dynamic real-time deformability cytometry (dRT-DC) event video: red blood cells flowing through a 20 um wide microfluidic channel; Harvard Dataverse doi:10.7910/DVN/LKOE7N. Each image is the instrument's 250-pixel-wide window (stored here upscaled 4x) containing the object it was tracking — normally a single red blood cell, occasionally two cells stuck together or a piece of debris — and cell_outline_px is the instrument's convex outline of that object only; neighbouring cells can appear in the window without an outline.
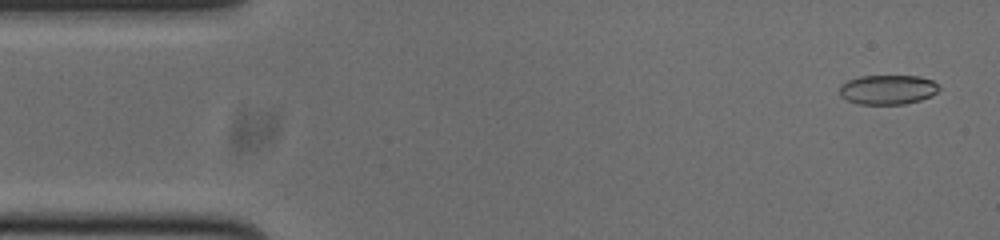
{"species": "common noctule bat (a hibernating species)", "species_latin": "Nyctalus noctula", "temperature_condition": "cold", "stored_images_in_passage": 50, "camera_frame_rate_fps": 3000, "um_per_image_px": 0.085, "animal": {"sex": "male", "body_mass_g": 20.0, "forearm_length_mm": 53.3}, "frame": {"image": 1, "passage_image": 2, "time_ms": 0.333, "image_size_px": [1000, 240], "cell_outline_px": [[940, 88], [932, 96], [920, 100], [904, 104], [860, 104], [848, 100], [840, 96], [840, 84], [848, 80], [860, 76], [920, 76], [932, 80]], "centroid_in_image_um": [75.45, 7.61], "position_along_channel_um": 9.5, "area_um2": 17.11}}
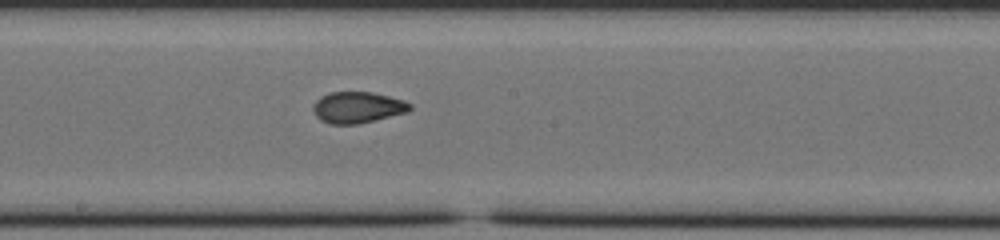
{"frame": {"image": 2, "passage_image": 27, "time_ms": 8.667, "image_size_px": [1000, 240], "cell_outline_px": [[412, 108], [408, 112], [376, 120], [356, 124], [328, 124], [320, 120], [316, 116], [312, 108], [312, 104], [320, 96], [328, 92], [372, 92], [404, 100], [412, 104]], "centroid_in_image_um": [30.38, 9.13], "position_along_channel_um": 217.8, "area_um2": 17.86}}
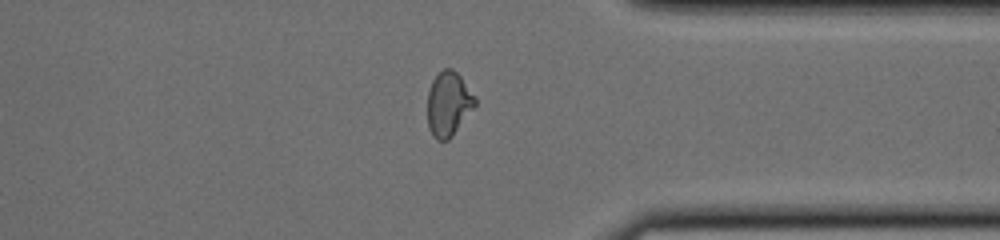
{"frame": {"image": 3, "passage_image": 40, "time_ms": 13.0, "image_size_px": [1000, 240], "cell_outline_px": [[476, 104], [452, 136], [448, 140], [436, 140], [432, 136], [428, 128], [428, 92], [432, 80], [444, 68], [452, 68], [460, 76], [476, 96]], "centroid_in_image_um": [38.11, 8.83], "position_along_channel_um": 373.3, "area_um2": 17.8}, "authors_computed_cell_mechanics": {"area_um2": 17.8602, "velocity_mm_per_s": 3.7816, "shape_relaxation_time_tau1_ms": null, "shape_relaxation_time_tau2_ms": 1.4266, "deformation_change_tau1": null, "deformation_change_tau2": 0.0699}}